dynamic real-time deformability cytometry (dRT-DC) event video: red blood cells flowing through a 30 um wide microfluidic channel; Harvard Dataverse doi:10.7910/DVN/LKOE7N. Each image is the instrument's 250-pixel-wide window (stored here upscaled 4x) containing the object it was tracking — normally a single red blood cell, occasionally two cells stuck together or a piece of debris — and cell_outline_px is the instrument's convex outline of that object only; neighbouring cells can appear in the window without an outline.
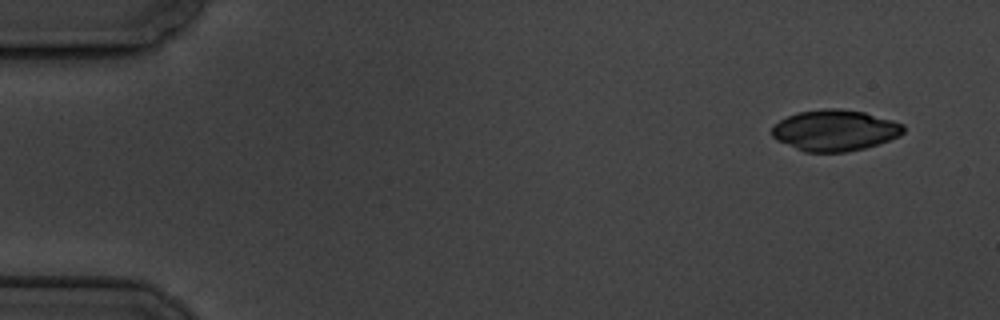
{"species": "common noctule bat (a hibernating species)", "species_latin": "Nyctalus noctula", "temperature_condition": "cold", "stored_images_in_passage": 5, "camera_frame_rate_fps": 3000, "um_per_image_px": 0.085, "animal": {"sex": "male", "body_mass_g": 19.5, "forearm_length_mm": 54.6}, "frame": {"image": 1, "passage_image": 1, "time_ms": 0.0, "image_size_px": [1000, 320], "cell_outline_px": [[904, 132], [900, 136], [864, 148], [844, 152], [804, 152], [776, 140], [772, 136], [772, 128], [780, 120], [796, 112], [824, 108], [840, 108], [864, 112], [892, 120], [904, 124]], "centroid_in_image_um": [70.95, 11.07], "position_along_channel_um": 14.0, "area_um2": 31.5}}